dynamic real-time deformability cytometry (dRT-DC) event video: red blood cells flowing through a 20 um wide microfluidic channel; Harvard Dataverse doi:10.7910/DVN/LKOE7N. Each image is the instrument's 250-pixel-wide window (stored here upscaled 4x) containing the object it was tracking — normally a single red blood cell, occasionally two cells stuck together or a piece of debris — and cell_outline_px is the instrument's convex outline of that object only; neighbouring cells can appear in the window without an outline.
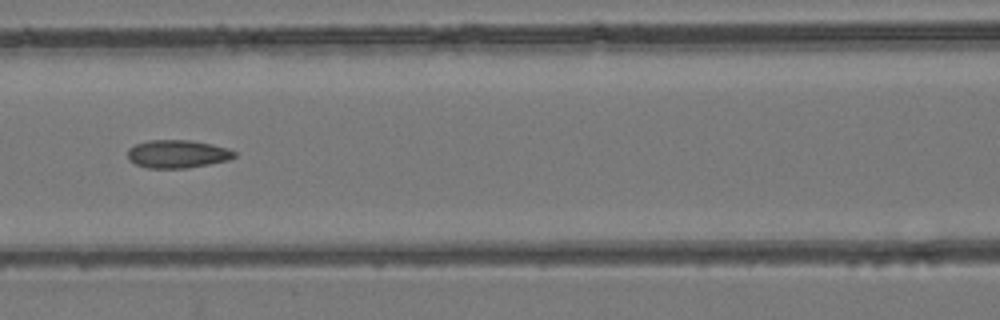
{"species": "common noctule bat (a hibernating species)", "species_latin": "Nyctalus noctula", "temperature_condition": "room temperature", "stored_images_in_passage": 35, "camera_frame_rate_fps": 3000, "um_per_image_px": 0.085, "animal": {"sex": "female", "body_mass_g": 24.6, "forearm_length_mm": 56.2}, "frame": {"image": 1, "passage_image": 8, "time_ms": 2.333, "image_size_px": [1000, 320], "cell_outline_px": [[236, 156], [228, 160], [188, 168], [148, 168], [136, 164], [128, 160], [128, 148], [136, 144], [148, 140], [192, 140], [212, 144], [228, 148], [236, 152]], "centroid_in_image_um": [15.08, 13.08], "position_along_channel_um": 151.5, "area_um2": 17.51}}
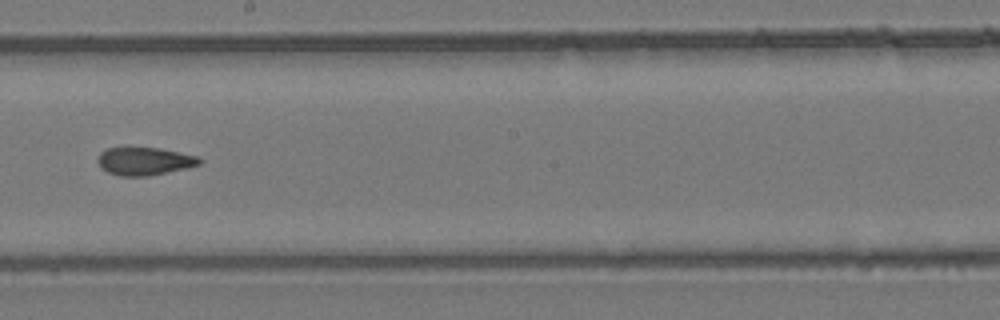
{"frame": {"image": 2, "passage_image": 14, "time_ms": 4.333, "image_size_px": [1000, 320], "cell_outline_px": [[200, 164], [184, 168], [148, 176], [120, 176], [108, 172], [96, 160], [100, 152], [108, 148], [160, 148], [196, 156], [200, 160]], "centroid_in_image_um": [12.24, 13.7], "position_along_channel_um": 236.0, "area_um2": 16.13}}
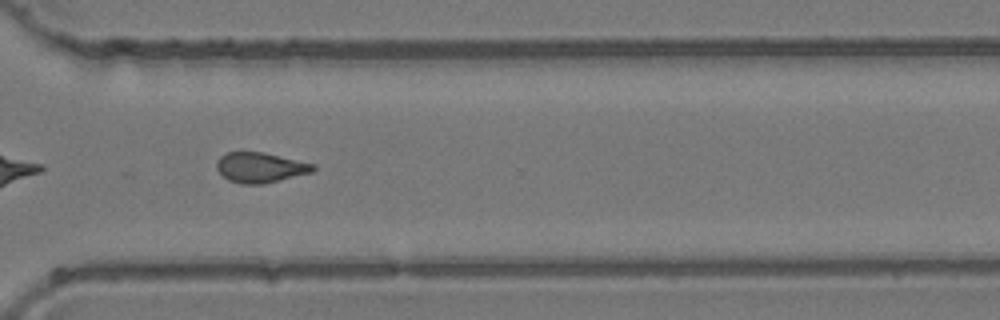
{"frame": {"image": 3, "passage_image": 22, "time_ms": 7.0, "image_size_px": [1000, 320], "cell_outline_px": [[316, 168], [312, 172], [264, 184], [240, 184], [228, 180], [216, 168], [216, 164], [220, 156], [228, 152], [264, 152], [316, 164]], "centroid_in_image_um": [22.14, 14.24], "position_along_channel_um": 348.5, "area_um2": 16.99}}